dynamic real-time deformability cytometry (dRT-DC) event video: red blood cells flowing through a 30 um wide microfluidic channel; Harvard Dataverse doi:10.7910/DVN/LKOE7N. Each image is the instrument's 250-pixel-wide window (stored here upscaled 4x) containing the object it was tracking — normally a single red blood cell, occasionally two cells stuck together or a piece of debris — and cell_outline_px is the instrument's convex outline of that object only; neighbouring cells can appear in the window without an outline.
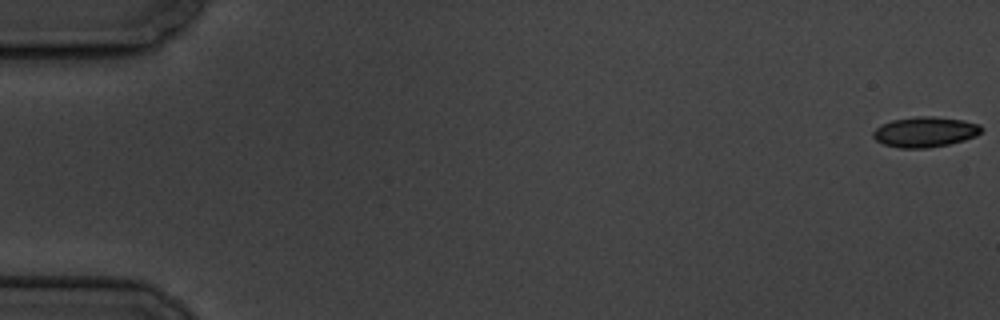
{"species": "common noctule bat (a hibernating species)", "species_latin": "Nyctalus noctula", "temperature_condition": "cold", "stored_images_in_passage": 5, "camera_frame_rate_fps": 3000, "um_per_image_px": 0.085, "animal": {"sex": "male", "body_mass_g": 19.5, "forearm_length_mm": 54.6}, "frame": {"image": 1, "passage_image": 1, "time_ms": 0.0, "image_size_px": [1000, 320], "cell_outline_px": [[984, 128], [976, 136], [964, 140], [948, 144], [928, 148], [900, 148], [884, 144], [876, 140], [872, 136], [872, 132], [880, 124], [892, 120], [916, 116], [932, 116], [964, 120], [980, 124]], "centroid_in_image_um": [78.62, 11.2], "position_along_channel_um": 6.4, "area_um2": 19.25}}
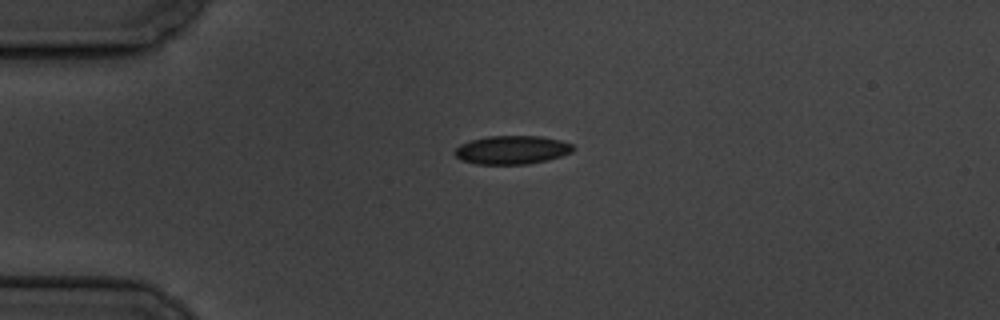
{"frame": {"image": 2, "passage_image": 5, "time_ms": 4.667, "image_size_px": [1000, 320], "cell_outline_px": [[576, 148], [572, 152], [548, 160], [528, 164], [476, 164], [460, 160], [456, 156], [456, 148], [460, 144], [472, 140], [488, 136], [540, 136], [560, 140], [572, 144]], "centroid_in_image_um": [43.54, 12.74], "position_along_channel_um": 41.5, "area_um2": 19.65}}